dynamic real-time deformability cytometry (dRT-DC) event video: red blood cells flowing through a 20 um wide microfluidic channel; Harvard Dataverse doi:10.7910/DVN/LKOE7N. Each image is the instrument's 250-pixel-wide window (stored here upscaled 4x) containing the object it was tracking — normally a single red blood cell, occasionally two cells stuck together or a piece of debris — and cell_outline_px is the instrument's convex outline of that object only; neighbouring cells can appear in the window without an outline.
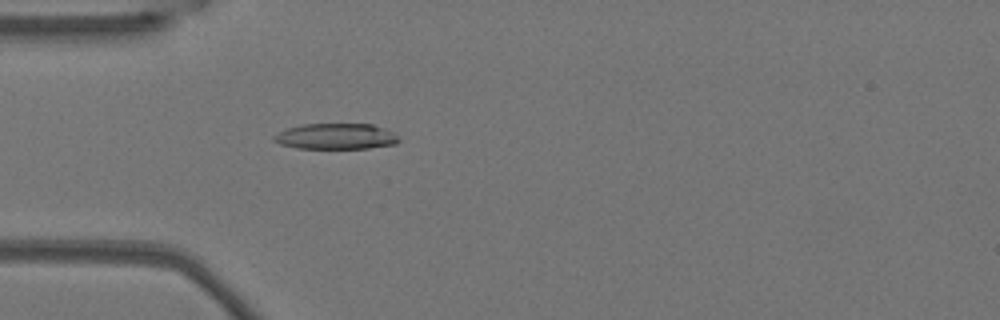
{"species": "Egyptian fruit bat (a non-hibernating species)", "species_latin": "Rousettus aegyptiacus", "temperature_condition": "warm", "stored_images_in_passage": 47, "camera_frame_rate_fps": 3000, "um_per_image_px": 0.085, "animal": {"sex": "female"}, "frame": {"image": 1, "passage_image": 9, "time_ms": 2.667, "image_size_px": [1000, 320], "cell_outline_px": [[400, 140], [396, 144], [368, 148], [296, 148], [280, 144], [272, 140], [272, 136], [288, 128], [304, 124], [372, 124], [396, 132]], "centroid_in_image_um": [28.59, 11.59], "position_along_channel_um": 56.4, "area_um2": 18.84}}
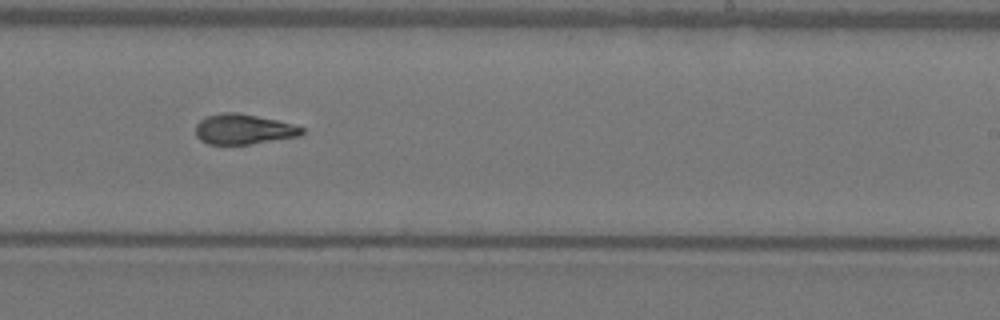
{"frame": {"image": 2, "passage_image": 26, "time_ms": 8.333, "image_size_px": [1000, 320], "cell_outline_px": [[304, 132], [300, 136], [252, 144], [208, 144], [200, 140], [196, 136], [196, 124], [200, 120], [208, 116], [224, 112], [236, 112], [276, 120], [292, 124], [304, 128]], "centroid_in_image_um": [20.7, 10.99], "position_along_channel_um": 268.3, "area_um2": 18.61}}
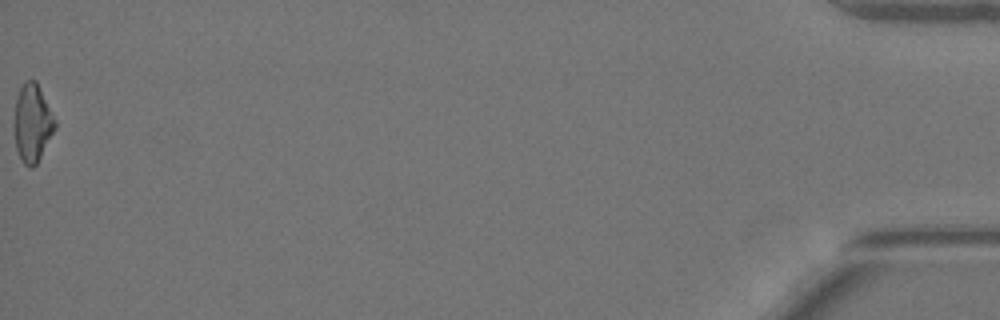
{"frame": {"image": 3, "passage_image": 47, "time_ms": 15.333, "image_size_px": [1000, 320], "cell_outline_px": [[56, 128], [36, 164], [32, 168], [28, 168], [24, 164], [16, 148], [12, 128], [12, 124], [16, 100], [20, 88], [28, 80], [36, 80], [56, 120]], "centroid_in_image_um": [2.73, 10.48], "position_along_channel_um": 432.5, "area_um2": 18.67}, "authors_computed_cell_mechanics": {"area_um2": 18.9006, "velocity_mm_per_s": 3.8189, "shape_relaxation_time_tau1_ms": null, "shape_relaxation_time_tau2_ms": 3.0363, "deformation_change_tau1": null, "deformation_change_tau2": 0.1078}}